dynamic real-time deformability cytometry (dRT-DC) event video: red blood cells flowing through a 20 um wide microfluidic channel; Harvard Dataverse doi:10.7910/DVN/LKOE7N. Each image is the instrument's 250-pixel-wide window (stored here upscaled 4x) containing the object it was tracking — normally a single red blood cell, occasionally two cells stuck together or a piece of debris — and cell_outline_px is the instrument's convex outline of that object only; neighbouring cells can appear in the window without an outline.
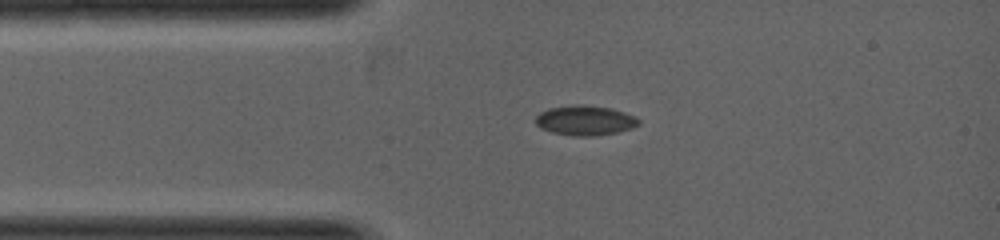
{"species": "common noctule bat (a hibernating species)", "species_latin": "Nyctalus noctula", "temperature_condition": "warm", "stored_images_in_passage": 7, "camera_frame_rate_fps": 5000, "um_per_image_px": 0.085, "animal": {"sex": "female", "body_mass_g": 19.0, "forearm_length_mm": 53.3}, "frame": {"image": 1, "passage_image": 3, "time_ms": 1.0, "image_size_px": [1000, 240], "cell_outline_px": [[640, 124], [632, 128], [616, 132], [596, 136], [572, 136], [552, 132], [540, 128], [536, 124], [536, 116], [540, 112], [548, 108], [576, 104], [580, 104], [612, 108], [636, 116], [640, 120]], "centroid_in_image_um": [49.74, 10.23], "position_along_channel_um": 35.3, "area_um2": 18.09}}
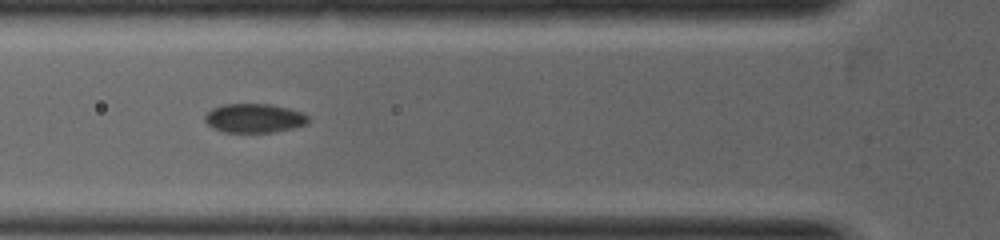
{"frame": {"image": 2, "passage_image": 6, "time_ms": 2.0, "image_size_px": [1000, 240], "cell_outline_px": [[308, 124], [296, 128], [276, 132], [224, 132], [212, 128], [204, 120], [204, 116], [212, 108], [220, 104], [268, 104], [288, 108], [304, 112], [308, 116]], "centroid_in_image_um": [21.63, 10.05], "position_along_channel_um": 104.2, "area_um2": 17.74}}
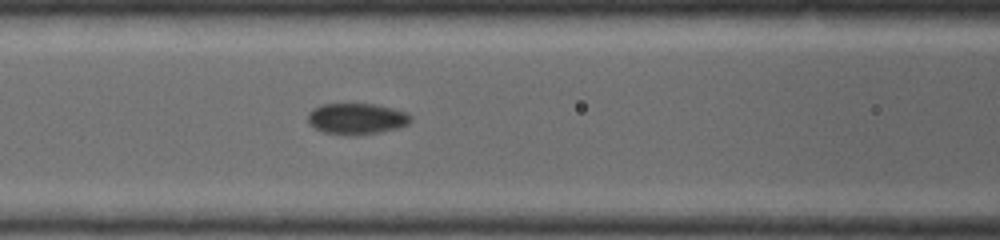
{"frame": {"image": 3, "passage_image": 7, "time_ms": 2.4, "image_size_px": [1000, 240], "cell_outline_px": [[412, 120], [408, 124], [400, 128], [380, 132], [356, 136], [344, 136], [324, 132], [308, 124], [308, 112], [312, 108], [320, 104], [372, 104], [392, 108], [408, 112], [412, 116]], "centroid_in_image_um": [30.32, 10.11], "position_along_channel_um": 136.3, "area_um2": 19.07}}